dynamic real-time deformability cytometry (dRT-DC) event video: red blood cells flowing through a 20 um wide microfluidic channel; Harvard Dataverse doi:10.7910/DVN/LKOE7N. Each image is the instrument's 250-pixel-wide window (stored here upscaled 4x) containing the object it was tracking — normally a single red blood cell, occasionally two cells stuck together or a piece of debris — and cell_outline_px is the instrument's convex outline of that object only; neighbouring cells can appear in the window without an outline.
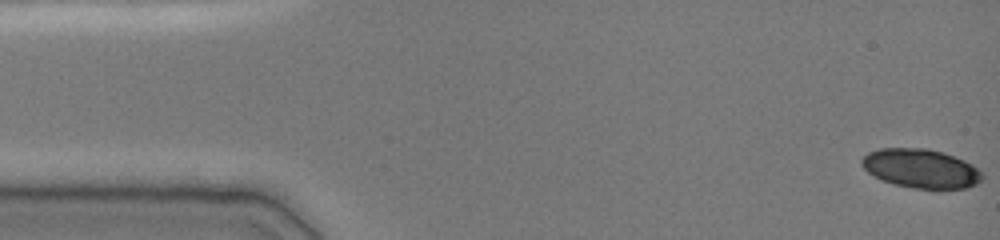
{"species": "common noctule bat (a hibernating species)", "species_latin": "Nyctalus noctula", "temperature_condition": "cold", "stored_images_in_passage": 49, "camera_frame_rate_fps": 3000, "um_per_image_px": 0.085, "animal": {"sex": "female", "body_mass_g": 19.0, "forearm_length_mm": 51.5}, "frame": {"image": 1, "passage_image": 1, "time_ms": 0.0, "image_size_px": [1000, 240], "cell_outline_px": [[984, 176], [976, 184], [964, 188], [912, 188], [896, 184], [884, 180], [868, 172], [860, 164], [860, 160], [868, 152], [880, 148], [924, 148], [940, 152], [964, 160], [972, 164]], "centroid_in_image_um": [78.25, 14.31], "position_along_channel_um": 6.8, "area_um2": 26.93}}